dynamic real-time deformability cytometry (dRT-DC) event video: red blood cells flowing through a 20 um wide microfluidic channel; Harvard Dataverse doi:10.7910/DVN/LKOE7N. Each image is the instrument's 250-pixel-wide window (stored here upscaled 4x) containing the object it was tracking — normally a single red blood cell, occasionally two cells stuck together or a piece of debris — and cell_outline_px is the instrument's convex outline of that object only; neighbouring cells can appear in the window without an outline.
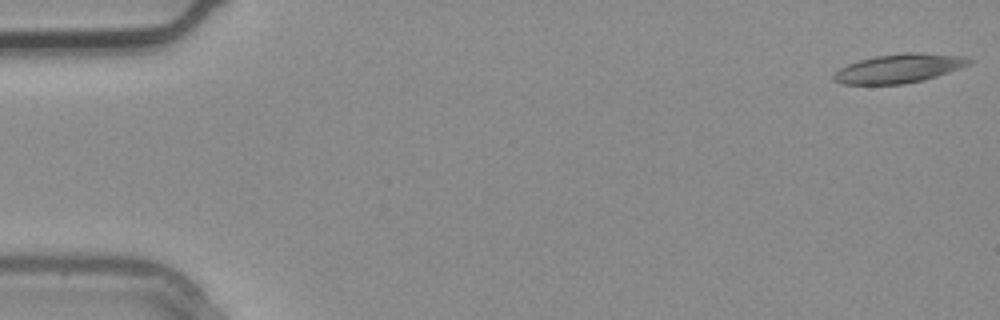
{"species": "common noctule bat (a hibernating species)", "species_latin": "Nyctalus noctula", "temperature_condition": "warm", "stored_images_in_passage": 4, "camera_frame_rate_fps": 3000, "um_per_image_px": 0.085, "animal": {"sex": "male", "body_mass_g": 20.4}, "frame": {"image": 1, "passage_image": 1, "time_ms": 0.0, "image_size_px": [1000, 320], "cell_outline_px": [[972, 60], [968, 64], [948, 72], [924, 80], [904, 84], [840, 84], [832, 80], [832, 76], [840, 68], [848, 64], [860, 60], [876, 56], [904, 52], [916, 52], [964, 56]], "centroid_in_image_um": [76.37, 5.82], "position_along_channel_um": 8.6, "area_um2": 22.66}}